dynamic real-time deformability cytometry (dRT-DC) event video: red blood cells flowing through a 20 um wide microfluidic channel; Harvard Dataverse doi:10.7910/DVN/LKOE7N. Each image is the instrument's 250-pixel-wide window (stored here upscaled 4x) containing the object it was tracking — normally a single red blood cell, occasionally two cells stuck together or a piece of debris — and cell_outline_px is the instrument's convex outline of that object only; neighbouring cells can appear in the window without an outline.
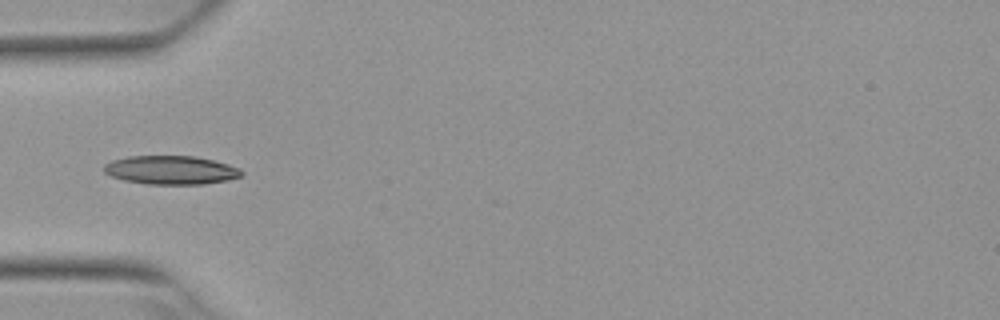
{"species": "Egyptian fruit bat (a non-hibernating species)", "species_latin": "Rousettus aegyptiacus", "temperature_condition": "warm", "stored_images_in_passage": 4, "camera_frame_rate_fps": 3000, "um_per_image_px": 0.085, "animal": {"sex": "female"}, "frame": {"image": 1, "passage_image": 4, "time_ms": 1.0, "image_size_px": [1000, 320], "cell_outline_px": [[244, 176], [228, 180], [204, 184], [148, 184], [124, 180], [112, 176], [104, 172], [104, 164], [112, 160], [128, 156], [192, 156], [212, 160], [228, 164], [240, 168], [244, 172]], "centroid_in_image_um": [14.56, 14.45], "position_along_channel_um": 70.4, "area_um2": 23.0}}